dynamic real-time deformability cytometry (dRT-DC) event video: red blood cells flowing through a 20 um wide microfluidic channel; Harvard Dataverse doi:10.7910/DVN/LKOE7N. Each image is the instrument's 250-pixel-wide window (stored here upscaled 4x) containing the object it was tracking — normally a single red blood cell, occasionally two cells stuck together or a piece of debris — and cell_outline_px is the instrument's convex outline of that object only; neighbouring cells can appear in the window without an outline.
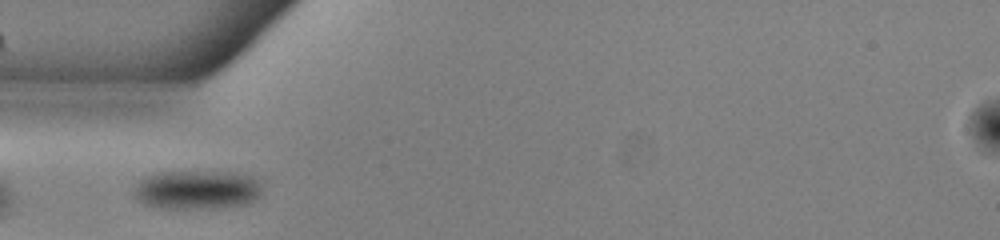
{"species": "common noctule bat (a hibernating species)", "species_latin": "Nyctalus noctula", "temperature_condition": "warm", "stored_images_in_passage": 39, "camera_frame_rate_fps": 3000, "um_per_image_px": 0.085, "animal": {"sex": "male", "body_mass_g": 13.0, "forearm_length_mm": 53.1}, "frame": {"image": 1, "passage_image": 3, "time_ms": 0.667, "image_size_px": [1000, 240], "cell_outline_px": [[260, 196], [244, 204], [212, 208], [156, 208], [144, 204], [136, 196], [136, 188], [140, 180], [148, 176], [160, 172], [236, 172], [252, 176], [256, 180], [260, 188]], "centroid_in_image_um": [16.75, 16.13], "position_along_channel_um": 68.2, "area_um2": 28.61}}
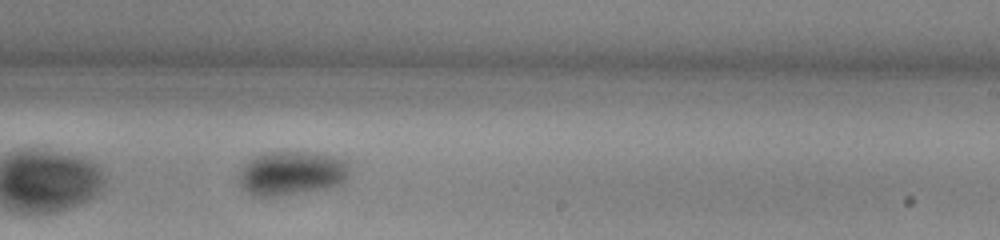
{"frame": {"image": 2, "passage_image": 18, "time_ms": 5.667, "image_size_px": [1000, 240], "cell_outline_px": [[352, 168], [344, 184], [328, 188], [276, 196], [252, 196], [244, 188], [240, 180], [240, 172], [244, 164], [256, 156], [264, 152], [312, 152], [332, 156], [348, 160]], "centroid_in_image_um": [24.88, 14.71], "position_along_channel_um": 264.1, "area_um2": 28.61}}
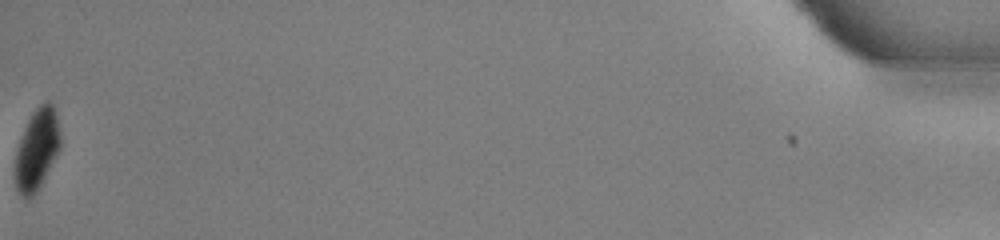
{"frame": {"image": 3, "passage_image": 39, "time_ms": 12.667, "image_size_px": [1000, 240], "cell_outline_px": [[60, 148], [36, 192], [28, 200], [16, 188], [16, 152], [20, 140], [28, 120], [32, 112], [44, 100], [48, 100], [52, 104], [56, 116], [60, 132]], "centroid_in_image_um": [3.15, 12.66], "position_along_channel_um": 432.1, "area_um2": 20.75}}